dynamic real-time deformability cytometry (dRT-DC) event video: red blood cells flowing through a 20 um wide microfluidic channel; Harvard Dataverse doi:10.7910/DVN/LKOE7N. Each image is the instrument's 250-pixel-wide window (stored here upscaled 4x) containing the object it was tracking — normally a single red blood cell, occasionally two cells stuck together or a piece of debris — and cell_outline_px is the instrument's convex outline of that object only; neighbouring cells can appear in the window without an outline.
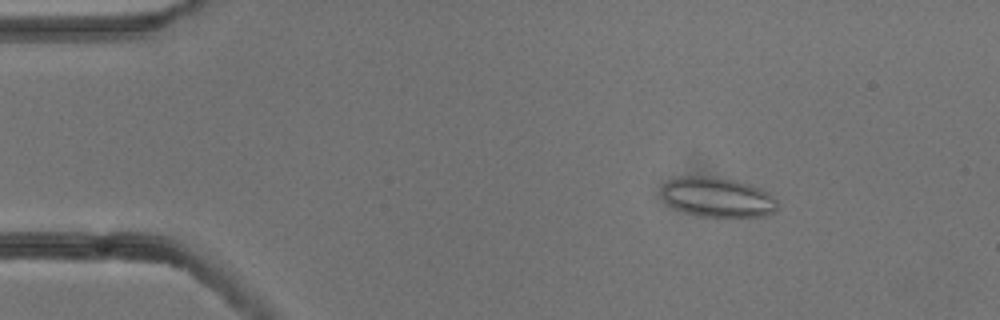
{"species": "common noctule bat (a hibernating species)", "species_latin": "Nyctalus noctula", "temperature_condition": "cold", "stored_images_in_passage": 4, "camera_frame_rate_fps": 3000, "um_per_image_px": 0.085, "animal": {"sex": "male", "body_mass_g": 13.3}, "frame": {"image": 1, "passage_image": 2, "time_ms": 0.333, "image_size_px": [1000, 320], "cell_outline_px": [[780, 208], [776, 212], [764, 216], [700, 216], [684, 212], [672, 208], [664, 200], [664, 184], [668, 180], [680, 176], [716, 176], [736, 180], [748, 184], [768, 192], [780, 204]], "centroid_in_image_um": [61.03, 16.76], "position_along_channel_um": 24.0, "area_um2": 26.93}}